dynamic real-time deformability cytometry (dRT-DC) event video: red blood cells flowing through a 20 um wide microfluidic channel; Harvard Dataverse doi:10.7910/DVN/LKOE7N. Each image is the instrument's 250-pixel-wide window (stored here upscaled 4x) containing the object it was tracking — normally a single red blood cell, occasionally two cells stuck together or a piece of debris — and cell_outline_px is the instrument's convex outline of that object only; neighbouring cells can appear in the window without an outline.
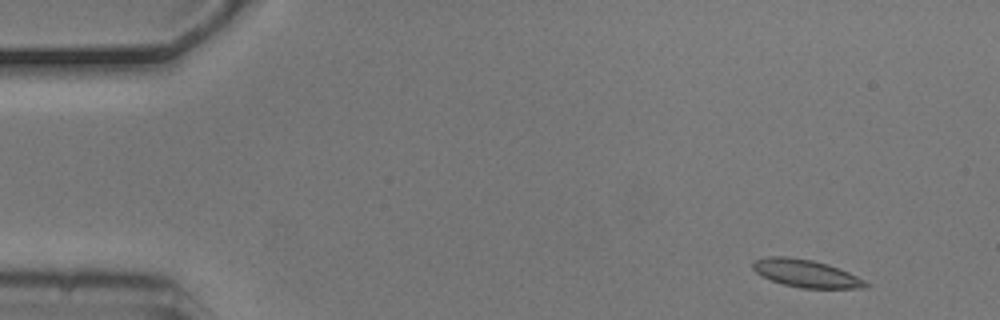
{"species": "common noctule bat (a hibernating species)", "species_latin": "Nyctalus noctula", "temperature_condition": "cold", "stored_images_in_passage": 4, "camera_frame_rate_fps": 3000, "um_per_image_px": 0.085, "animal": {"sex": "male", "body_mass_g": 20.5, "forearm_length_mm": 52.5}, "frame": {"image": 1, "passage_image": 1, "time_ms": 0.0, "image_size_px": [1000, 320], "cell_outline_px": [[872, 284], [868, 288], [800, 288], [784, 284], [772, 280], [756, 272], [752, 268], [752, 260], [768, 256], [788, 256], [812, 260], [828, 264], [840, 268]], "centroid_in_image_um": [68.53, 23.23], "position_along_channel_um": 16.5, "area_um2": 18.26}}
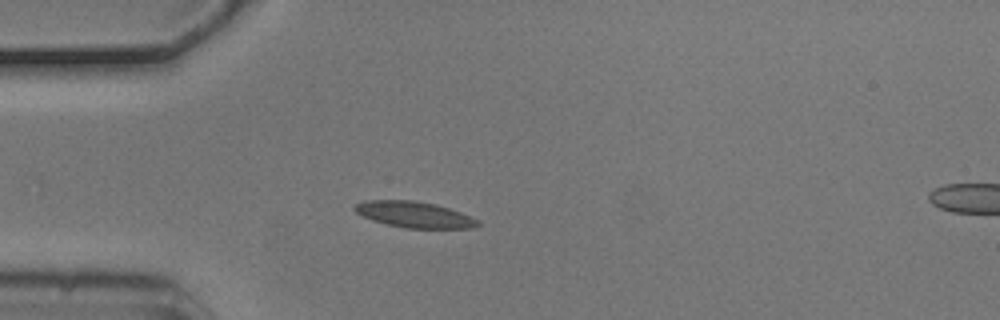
{"frame": {"image": 2, "passage_image": 4, "time_ms": 1.0, "image_size_px": [1000, 320], "cell_outline_px": [[480, 224], [472, 228], [408, 228], [388, 224], [372, 220], [356, 212], [352, 208], [356, 204], [364, 200], [412, 200], [436, 204], [460, 212], [480, 220]], "centroid_in_image_um": [35.22, 18.23], "position_along_channel_um": 49.8, "area_um2": 18.55}}